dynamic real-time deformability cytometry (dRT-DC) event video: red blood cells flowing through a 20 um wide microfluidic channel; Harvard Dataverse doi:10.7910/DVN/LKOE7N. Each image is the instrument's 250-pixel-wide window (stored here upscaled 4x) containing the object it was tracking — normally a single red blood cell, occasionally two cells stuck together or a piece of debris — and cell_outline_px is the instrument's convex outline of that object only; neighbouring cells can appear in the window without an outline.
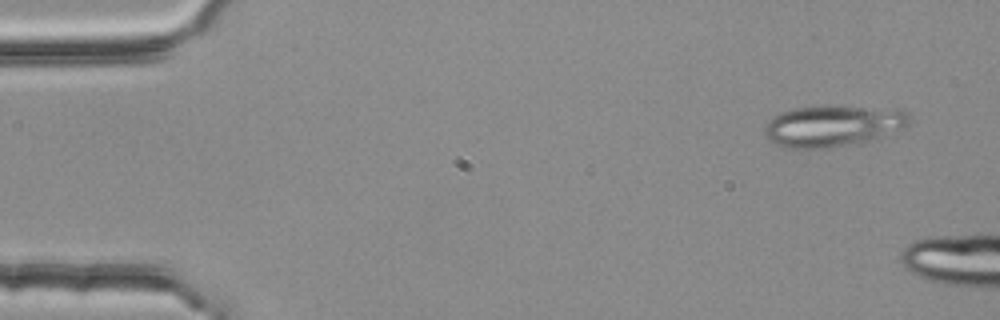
{"species": "common noctule bat (a hibernating species)", "species_latin": "Nyctalus noctula", "temperature_condition": "room temperature", "stored_images_in_passage": 3, "camera_frame_rate_fps": 3000, "um_per_image_px": 0.085, "animal": {"sex": "female", "body_mass_g": 25.1}, "frame": {"image": 1, "passage_image": 1, "time_ms": 0.0, "image_size_px": [1000, 320], "cell_outline_px": [[908, 124], [904, 128], [872, 140], [860, 144], [820, 148], [792, 148], [780, 144], [772, 140], [764, 132], [764, 124], [780, 112], [792, 108], [824, 104], [908, 112]], "centroid_in_image_um": [70.75, 10.69], "position_along_channel_um": 14.2, "area_um2": 34.56}}